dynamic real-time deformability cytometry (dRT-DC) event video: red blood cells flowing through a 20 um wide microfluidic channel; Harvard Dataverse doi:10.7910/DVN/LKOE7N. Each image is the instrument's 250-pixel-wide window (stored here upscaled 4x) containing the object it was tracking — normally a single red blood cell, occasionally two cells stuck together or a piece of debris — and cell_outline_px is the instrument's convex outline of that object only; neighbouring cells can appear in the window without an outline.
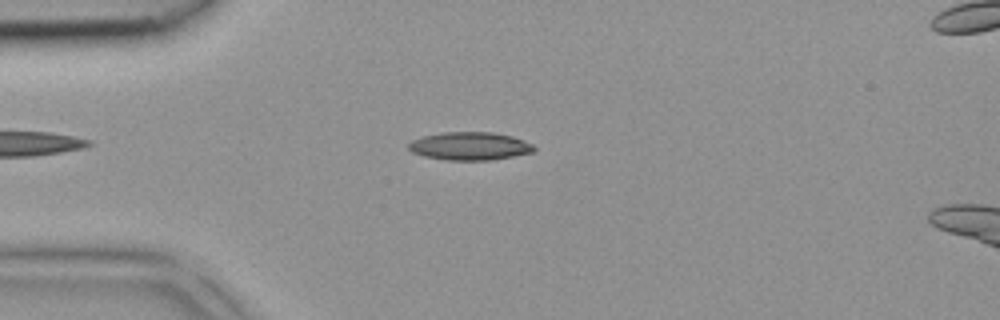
{"species": "common noctule bat (a hibernating species)", "species_latin": "Nyctalus noctula", "temperature_condition": "room temperature", "stored_images_in_passage": 14, "camera_frame_rate_fps": 3000, "um_per_image_px": 0.085, "animal": {"sex": "female", "body_mass_g": 18.4}, "frame": {"image": 1, "passage_image": 7, "time_ms": 2.0, "image_size_px": [1000, 320], "cell_outline_px": [[536, 148], [532, 152], [492, 160], [444, 160], [424, 156], [412, 152], [408, 148], [408, 144], [412, 140], [424, 136], [444, 132], [492, 132], [512, 136], [524, 140], [532, 144]], "centroid_in_image_um": [39.93, 12.42], "position_along_channel_um": 45.1, "area_um2": 20.46}}